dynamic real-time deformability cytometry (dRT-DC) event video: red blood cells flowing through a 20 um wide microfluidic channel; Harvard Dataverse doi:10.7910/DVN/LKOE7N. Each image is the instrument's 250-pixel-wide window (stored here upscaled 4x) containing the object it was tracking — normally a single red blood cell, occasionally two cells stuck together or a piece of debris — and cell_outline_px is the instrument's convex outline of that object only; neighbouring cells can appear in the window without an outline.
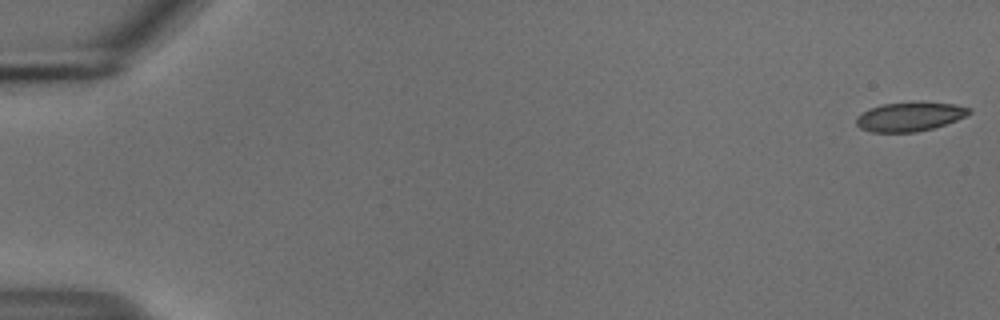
{"species": "common noctule bat (a hibernating species)", "species_latin": "Nyctalus noctula", "temperature_condition": "cold", "stored_images_in_passage": 55, "camera_frame_rate_fps": 3000, "um_per_image_px": 0.085, "animal": {"sex": "male", "body_mass_g": 18.8}, "frame": {"image": 1, "passage_image": 1, "time_ms": 0.0, "image_size_px": [1000, 320], "cell_outline_px": [[972, 112], [956, 120], [932, 128], [916, 132], [872, 132], [860, 128], [856, 124], [856, 116], [868, 108], [884, 104], [956, 104], [972, 108]], "centroid_in_image_um": [77.28, 9.94], "position_along_channel_um": 7.7, "area_um2": 18.5}}
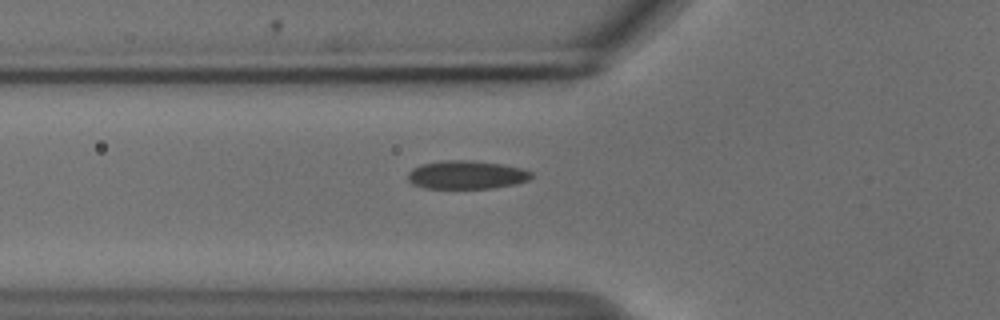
{"frame": {"image": 2, "passage_image": 20, "time_ms": 6.333, "image_size_px": [1000, 320], "cell_outline_px": [[532, 176], [528, 180], [516, 184], [492, 188], [424, 188], [412, 184], [408, 180], [408, 172], [412, 168], [420, 164], [444, 160], [472, 160], [500, 164], [520, 168], [532, 172]], "centroid_in_image_um": [39.62, 14.86], "position_along_channel_um": 86.2, "area_um2": 20.46}}
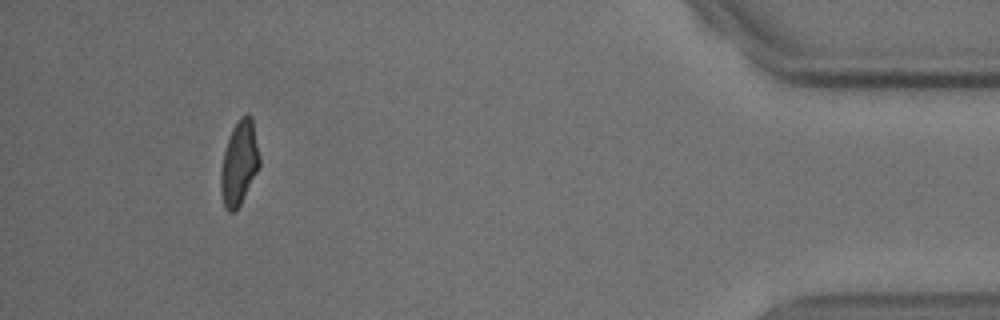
{"frame": {"image": 3, "passage_image": 51, "time_ms": 16.667, "image_size_px": [1000, 320], "cell_outline_px": [[260, 164], [240, 204], [232, 212], [228, 212], [224, 208], [220, 192], [220, 172], [224, 152], [232, 128], [248, 112], [252, 116], [260, 156]], "centroid_in_image_um": [20.32, 13.86], "position_along_channel_um": 414.9, "area_um2": 18.79}, "authors_computed_cell_mechanics": {"area_um2": 20.1144, "velocity_mm_per_s": 3.7227, "shape_relaxation_time_tau1_ms": 4.1724, "shape_relaxation_time_tau2_ms": 1.4673, "deformation_change_tau1": 0.1053, "deformation_change_tau2": 0.0586}}